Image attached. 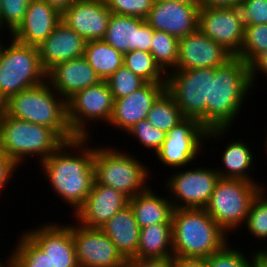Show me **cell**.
Instances as JSON below:
<instances>
[{"mask_svg":"<svg viewBox=\"0 0 267 267\" xmlns=\"http://www.w3.org/2000/svg\"><path fill=\"white\" fill-rule=\"evenodd\" d=\"M90 138L76 137L66 141L57 151L39 162L52 191L70 208L73 207L74 214L84 204L95 182V147L88 146Z\"/></svg>","mask_w":267,"mask_h":267,"instance_id":"obj_1","label":"cell"},{"mask_svg":"<svg viewBox=\"0 0 267 267\" xmlns=\"http://www.w3.org/2000/svg\"><path fill=\"white\" fill-rule=\"evenodd\" d=\"M251 90L249 65L242 59L233 57L224 66L216 68L210 75L206 130L232 128Z\"/></svg>","mask_w":267,"mask_h":267,"instance_id":"obj_2","label":"cell"},{"mask_svg":"<svg viewBox=\"0 0 267 267\" xmlns=\"http://www.w3.org/2000/svg\"><path fill=\"white\" fill-rule=\"evenodd\" d=\"M227 233L206 209L180 208L172 214L173 257L207 258L228 242Z\"/></svg>","mask_w":267,"mask_h":267,"instance_id":"obj_3","label":"cell"},{"mask_svg":"<svg viewBox=\"0 0 267 267\" xmlns=\"http://www.w3.org/2000/svg\"><path fill=\"white\" fill-rule=\"evenodd\" d=\"M0 109L8 116L50 127L65 141L76 138L68 124L66 101L47 81L9 97Z\"/></svg>","mask_w":267,"mask_h":267,"instance_id":"obj_4","label":"cell"},{"mask_svg":"<svg viewBox=\"0 0 267 267\" xmlns=\"http://www.w3.org/2000/svg\"><path fill=\"white\" fill-rule=\"evenodd\" d=\"M66 141L52 128L6 115L0 109V150L19 167L26 157L42 162Z\"/></svg>","mask_w":267,"mask_h":267,"instance_id":"obj_5","label":"cell"},{"mask_svg":"<svg viewBox=\"0 0 267 267\" xmlns=\"http://www.w3.org/2000/svg\"><path fill=\"white\" fill-rule=\"evenodd\" d=\"M9 39L8 46L2 42L0 54V105L9 97L46 81L38 47Z\"/></svg>","mask_w":267,"mask_h":267,"instance_id":"obj_6","label":"cell"},{"mask_svg":"<svg viewBox=\"0 0 267 267\" xmlns=\"http://www.w3.org/2000/svg\"><path fill=\"white\" fill-rule=\"evenodd\" d=\"M95 147L93 165L97 184L112 187L129 198L145 192L150 187L146 183L151 176L149 167L143 165L133 154L131 156L129 152L108 146Z\"/></svg>","mask_w":267,"mask_h":267,"instance_id":"obj_7","label":"cell"},{"mask_svg":"<svg viewBox=\"0 0 267 267\" xmlns=\"http://www.w3.org/2000/svg\"><path fill=\"white\" fill-rule=\"evenodd\" d=\"M263 186L243 179L220 178L205 209L230 235L245 226L253 199Z\"/></svg>","mask_w":267,"mask_h":267,"instance_id":"obj_8","label":"cell"},{"mask_svg":"<svg viewBox=\"0 0 267 267\" xmlns=\"http://www.w3.org/2000/svg\"><path fill=\"white\" fill-rule=\"evenodd\" d=\"M229 130H206L198 120L184 117L167 132L166 139L156 153V157L162 162V166H169L172 170L184 168L197 159L195 157L201 151L206 150L204 147L206 140L210 141L213 137L214 140L220 139L227 132L229 133Z\"/></svg>","mask_w":267,"mask_h":267,"instance_id":"obj_9","label":"cell"},{"mask_svg":"<svg viewBox=\"0 0 267 267\" xmlns=\"http://www.w3.org/2000/svg\"><path fill=\"white\" fill-rule=\"evenodd\" d=\"M216 68L173 70L167 74L166 91L183 117L193 118L206 129V104L210 101V75Z\"/></svg>","mask_w":267,"mask_h":267,"instance_id":"obj_10","label":"cell"},{"mask_svg":"<svg viewBox=\"0 0 267 267\" xmlns=\"http://www.w3.org/2000/svg\"><path fill=\"white\" fill-rule=\"evenodd\" d=\"M66 106L68 124L74 136L88 138L91 136L88 123L110 122L114 99L106 80H102L75 93L66 101Z\"/></svg>","mask_w":267,"mask_h":267,"instance_id":"obj_11","label":"cell"},{"mask_svg":"<svg viewBox=\"0 0 267 267\" xmlns=\"http://www.w3.org/2000/svg\"><path fill=\"white\" fill-rule=\"evenodd\" d=\"M166 180L170 201L174 209L198 208L205 209L215 189L220 175L216 169L200 166L198 168L176 170ZM170 188V189H169ZM171 196V197H170Z\"/></svg>","mask_w":267,"mask_h":267,"instance_id":"obj_12","label":"cell"},{"mask_svg":"<svg viewBox=\"0 0 267 267\" xmlns=\"http://www.w3.org/2000/svg\"><path fill=\"white\" fill-rule=\"evenodd\" d=\"M198 29L233 57L239 54L245 30L240 8L200 7Z\"/></svg>","mask_w":267,"mask_h":267,"instance_id":"obj_13","label":"cell"},{"mask_svg":"<svg viewBox=\"0 0 267 267\" xmlns=\"http://www.w3.org/2000/svg\"><path fill=\"white\" fill-rule=\"evenodd\" d=\"M79 267H123L125 258L100 228L71 224Z\"/></svg>","mask_w":267,"mask_h":267,"instance_id":"obj_14","label":"cell"},{"mask_svg":"<svg viewBox=\"0 0 267 267\" xmlns=\"http://www.w3.org/2000/svg\"><path fill=\"white\" fill-rule=\"evenodd\" d=\"M233 56L199 29L179 39L178 61L174 70L218 68Z\"/></svg>","mask_w":267,"mask_h":267,"instance_id":"obj_15","label":"cell"},{"mask_svg":"<svg viewBox=\"0 0 267 267\" xmlns=\"http://www.w3.org/2000/svg\"><path fill=\"white\" fill-rule=\"evenodd\" d=\"M111 15L105 0H75L61 21L88 42L104 38Z\"/></svg>","mask_w":267,"mask_h":267,"instance_id":"obj_16","label":"cell"},{"mask_svg":"<svg viewBox=\"0 0 267 267\" xmlns=\"http://www.w3.org/2000/svg\"><path fill=\"white\" fill-rule=\"evenodd\" d=\"M199 8L173 1H154L146 22L156 31L166 32L178 40L198 29Z\"/></svg>","mask_w":267,"mask_h":267,"instance_id":"obj_17","label":"cell"},{"mask_svg":"<svg viewBox=\"0 0 267 267\" xmlns=\"http://www.w3.org/2000/svg\"><path fill=\"white\" fill-rule=\"evenodd\" d=\"M48 255L54 267H79L71 224L46 223L24 231Z\"/></svg>","mask_w":267,"mask_h":267,"instance_id":"obj_18","label":"cell"},{"mask_svg":"<svg viewBox=\"0 0 267 267\" xmlns=\"http://www.w3.org/2000/svg\"><path fill=\"white\" fill-rule=\"evenodd\" d=\"M129 205V197L112 187L97 184L84 204L73 214L77 224L88 228H100L115 213Z\"/></svg>","mask_w":267,"mask_h":267,"instance_id":"obj_19","label":"cell"},{"mask_svg":"<svg viewBox=\"0 0 267 267\" xmlns=\"http://www.w3.org/2000/svg\"><path fill=\"white\" fill-rule=\"evenodd\" d=\"M153 29L145 19L112 14L103 40L123 55L141 50L151 52Z\"/></svg>","mask_w":267,"mask_h":267,"instance_id":"obj_20","label":"cell"},{"mask_svg":"<svg viewBox=\"0 0 267 267\" xmlns=\"http://www.w3.org/2000/svg\"><path fill=\"white\" fill-rule=\"evenodd\" d=\"M166 90V84L146 83L132 94L114 100L109 125L127 132L141 120L146 119L153 103Z\"/></svg>","mask_w":267,"mask_h":267,"instance_id":"obj_21","label":"cell"},{"mask_svg":"<svg viewBox=\"0 0 267 267\" xmlns=\"http://www.w3.org/2000/svg\"><path fill=\"white\" fill-rule=\"evenodd\" d=\"M46 81L67 101L75 93L102 80L82 56L54 65L46 72Z\"/></svg>","mask_w":267,"mask_h":267,"instance_id":"obj_22","label":"cell"},{"mask_svg":"<svg viewBox=\"0 0 267 267\" xmlns=\"http://www.w3.org/2000/svg\"><path fill=\"white\" fill-rule=\"evenodd\" d=\"M61 21V13L43 0L29 1L26 15L18 28L10 34L17 42L39 46Z\"/></svg>","mask_w":267,"mask_h":267,"instance_id":"obj_23","label":"cell"},{"mask_svg":"<svg viewBox=\"0 0 267 267\" xmlns=\"http://www.w3.org/2000/svg\"><path fill=\"white\" fill-rule=\"evenodd\" d=\"M86 43L83 37L60 21L38 46L42 68L47 72L60 62L84 56Z\"/></svg>","mask_w":267,"mask_h":267,"instance_id":"obj_24","label":"cell"},{"mask_svg":"<svg viewBox=\"0 0 267 267\" xmlns=\"http://www.w3.org/2000/svg\"><path fill=\"white\" fill-rule=\"evenodd\" d=\"M100 229L112 240L125 259L137 255L140 227L130 205L115 213Z\"/></svg>","mask_w":267,"mask_h":267,"instance_id":"obj_25","label":"cell"},{"mask_svg":"<svg viewBox=\"0 0 267 267\" xmlns=\"http://www.w3.org/2000/svg\"><path fill=\"white\" fill-rule=\"evenodd\" d=\"M151 188L129 198V205L140 229L152 224L172 223V202L169 198L158 196Z\"/></svg>","mask_w":267,"mask_h":267,"instance_id":"obj_26","label":"cell"},{"mask_svg":"<svg viewBox=\"0 0 267 267\" xmlns=\"http://www.w3.org/2000/svg\"><path fill=\"white\" fill-rule=\"evenodd\" d=\"M243 142L241 139L233 140L232 142H228L227 146H225V150H223L222 155V164L223 168L217 167V172L220 175V178H232V179H243L250 182L257 183L258 181H253L249 172L253 167L254 155L251 152L249 144ZM249 146V147H248ZM221 170H220V169ZM223 169V171H222ZM225 169V170H224ZM251 169V170H250Z\"/></svg>","mask_w":267,"mask_h":267,"instance_id":"obj_27","label":"cell"},{"mask_svg":"<svg viewBox=\"0 0 267 267\" xmlns=\"http://www.w3.org/2000/svg\"><path fill=\"white\" fill-rule=\"evenodd\" d=\"M138 258L173 257L172 223H158L140 229Z\"/></svg>","mask_w":267,"mask_h":267,"instance_id":"obj_28","label":"cell"},{"mask_svg":"<svg viewBox=\"0 0 267 267\" xmlns=\"http://www.w3.org/2000/svg\"><path fill=\"white\" fill-rule=\"evenodd\" d=\"M84 57L101 80H107L124 65V55L103 39L88 41Z\"/></svg>","mask_w":267,"mask_h":267,"instance_id":"obj_29","label":"cell"},{"mask_svg":"<svg viewBox=\"0 0 267 267\" xmlns=\"http://www.w3.org/2000/svg\"><path fill=\"white\" fill-rule=\"evenodd\" d=\"M11 251L9 267H54L48 255L25 232Z\"/></svg>","mask_w":267,"mask_h":267,"instance_id":"obj_30","label":"cell"},{"mask_svg":"<svg viewBox=\"0 0 267 267\" xmlns=\"http://www.w3.org/2000/svg\"><path fill=\"white\" fill-rule=\"evenodd\" d=\"M124 66L147 83L166 84L167 74L150 52L135 50L124 54Z\"/></svg>","mask_w":267,"mask_h":267,"instance_id":"obj_31","label":"cell"},{"mask_svg":"<svg viewBox=\"0 0 267 267\" xmlns=\"http://www.w3.org/2000/svg\"><path fill=\"white\" fill-rule=\"evenodd\" d=\"M183 118L179 106L166 90L153 103L146 117L154 127L166 133Z\"/></svg>","mask_w":267,"mask_h":267,"instance_id":"obj_32","label":"cell"},{"mask_svg":"<svg viewBox=\"0 0 267 267\" xmlns=\"http://www.w3.org/2000/svg\"><path fill=\"white\" fill-rule=\"evenodd\" d=\"M179 40L166 32L153 29L151 54L161 69L168 74L176 68ZM170 70V71H169Z\"/></svg>","mask_w":267,"mask_h":267,"instance_id":"obj_33","label":"cell"},{"mask_svg":"<svg viewBox=\"0 0 267 267\" xmlns=\"http://www.w3.org/2000/svg\"><path fill=\"white\" fill-rule=\"evenodd\" d=\"M267 52V24L245 25L244 41L236 56L250 65L259 55Z\"/></svg>","mask_w":267,"mask_h":267,"instance_id":"obj_34","label":"cell"},{"mask_svg":"<svg viewBox=\"0 0 267 267\" xmlns=\"http://www.w3.org/2000/svg\"><path fill=\"white\" fill-rule=\"evenodd\" d=\"M265 191L263 187L253 199L245 223V228L250 232L249 235L261 240H267V193ZM263 250H267V247Z\"/></svg>","mask_w":267,"mask_h":267,"instance_id":"obj_35","label":"cell"},{"mask_svg":"<svg viewBox=\"0 0 267 267\" xmlns=\"http://www.w3.org/2000/svg\"><path fill=\"white\" fill-rule=\"evenodd\" d=\"M106 82L114 100L132 94L147 83L124 65L113 73Z\"/></svg>","mask_w":267,"mask_h":267,"instance_id":"obj_36","label":"cell"},{"mask_svg":"<svg viewBox=\"0 0 267 267\" xmlns=\"http://www.w3.org/2000/svg\"><path fill=\"white\" fill-rule=\"evenodd\" d=\"M30 0H0V32L12 34L22 23ZM7 29H5V28Z\"/></svg>","mask_w":267,"mask_h":267,"instance_id":"obj_37","label":"cell"},{"mask_svg":"<svg viewBox=\"0 0 267 267\" xmlns=\"http://www.w3.org/2000/svg\"><path fill=\"white\" fill-rule=\"evenodd\" d=\"M126 134L136 137L139 144H142L146 149H152L154 154L159 151L167 135L165 131L154 127L147 119L136 123Z\"/></svg>","mask_w":267,"mask_h":267,"instance_id":"obj_38","label":"cell"},{"mask_svg":"<svg viewBox=\"0 0 267 267\" xmlns=\"http://www.w3.org/2000/svg\"><path fill=\"white\" fill-rule=\"evenodd\" d=\"M230 245L228 242L220 251L205 258L207 267H249L250 257Z\"/></svg>","mask_w":267,"mask_h":267,"instance_id":"obj_39","label":"cell"},{"mask_svg":"<svg viewBox=\"0 0 267 267\" xmlns=\"http://www.w3.org/2000/svg\"><path fill=\"white\" fill-rule=\"evenodd\" d=\"M112 14L146 19L155 0H105Z\"/></svg>","mask_w":267,"mask_h":267,"instance_id":"obj_40","label":"cell"},{"mask_svg":"<svg viewBox=\"0 0 267 267\" xmlns=\"http://www.w3.org/2000/svg\"><path fill=\"white\" fill-rule=\"evenodd\" d=\"M239 8L244 25L267 24V0H242Z\"/></svg>","mask_w":267,"mask_h":267,"instance_id":"obj_41","label":"cell"},{"mask_svg":"<svg viewBox=\"0 0 267 267\" xmlns=\"http://www.w3.org/2000/svg\"><path fill=\"white\" fill-rule=\"evenodd\" d=\"M123 267H175L174 257L170 258H138L125 260Z\"/></svg>","mask_w":267,"mask_h":267,"instance_id":"obj_42","label":"cell"},{"mask_svg":"<svg viewBox=\"0 0 267 267\" xmlns=\"http://www.w3.org/2000/svg\"><path fill=\"white\" fill-rule=\"evenodd\" d=\"M18 167L19 166L13 160L0 150V193L4 191L6 184L10 183L9 181Z\"/></svg>","mask_w":267,"mask_h":267,"instance_id":"obj_43","label":"cell"},{"mask_svg":"<svg viewBox=\"0 0 267 267\" xmlns=\"http://www.w3.org/2000/svg\"><path fill=\"white\" fill-rule=\"evenodd\" d=\"M249 70H250V81H251V85L253 87L254 86L253 84L257 80V77H259V76H257L258 73H261V74L267 76V52L266 53H262L261 55H259L249 65Z\"/></svg>","mask_w":267,"mask_h":267,"instance_id":"obj_44","label":"cell"},{"mask_svg":"<svg viewBox=\"0 0 267 267\" xmlns=\"http://www.w3.org/2000/svg\"><path fill=\"white\" fill-rule=\"evenodd\" d=\"M242 0H199L200 7L239 8Z\"/></svg>","mask_w":267,"mask_h":267,"instance_id":"obj_45","label":"cell"},{"mask_svg":"<svg viewBox=\"0 0 267 267\" xmlns=\"http://www.w3.org/2000/svg\"><path fill=\"white\" fill-rule=\"evenodd\" d=\"M175 267H207L205 258L174 257Z\"/></svg>","mask_w":267,"mask_h":267,"instance_id":"obj_46","label":"cell"},{"mask_svg":"<svg viewBox=\"0 0 267 267\" xmlns=\"http://www.w3.org/2000/svg\"><path fill=\"white\" fill-rule=\"evenodd\" d=\"M260 250L253 252L255 254L250 257L249 267H267V250Z\"/></svg>","mask_w":267,"mask_h":267,"instance_id":"obj_47","label":"cell"},{"mask_svg":"<svg viewBox=\"0 0 267 267\" xmlns=\"http://www.w3.org/2000/svg\"><path fill=\"white\" fill-rule=\"evenodd\" d=\"M56 8L60 13L67 9L75 0H43Z\"/></svg>","mask_w":267,"mask_h":267,"instance_id":"obj_48","label":"cell"},{"mask_svg":"<svg viewBox=\"0 0 267 267\" xmlns=\"http://www.w3.org/2000/svg\"><path fill=\"white\" fill-rule=\"evenodd\" d=\"M157 1H173V2H179V3L195 5L196 7H200L199 0H157Z\"/></svg>","mask_w":267,"mask_h":267,"instance_id":"obj_49","label":"cell"},{"mask_svg":"<svg viewBox=\"0 0 267 267\" xmlns=\"http://www.w3.org/2000/svg\"><path fill=\"white\" fill-rule=\"evenodd\" d=\"M1 260V259H0ZM3 262H5L6 264H4V263H2L1 261H0V267H9V256H7V261H3Z\"/></svg>","mask_w":267,"mask_h":267,"instance_id":"obj_50","label":"cell"},{"mask_svg":"<svg viewBox=\"0 0 267 267\" xmlns=\"http://www.w3.org/2000/svg\"><path fill=\"white\" fill-rule=\"evenodd\" d=\"M266 133H267V132H266ZM265 140H266V141H265L266 144H265L264 146H265V148H266L265 151H266V153H267V134H266V139H265Z\"/></svg>","mask_w":267,"mask_h":267,"instance_id":"obj_51","label":"cell"},{"mask_svg":"<svg viewBox=\"0 0 267 267\" xmlns=\"http://www.w3.org/2000/svg\"><path fill=\"white\" fill-rule=\"evenodd\" d=\"M2 39H0V54H1V49H2Z\"/></svg>","mask_w":267,"mask_h":267,"instance_id":"obj_52","label":"cell"}]
</instances>
